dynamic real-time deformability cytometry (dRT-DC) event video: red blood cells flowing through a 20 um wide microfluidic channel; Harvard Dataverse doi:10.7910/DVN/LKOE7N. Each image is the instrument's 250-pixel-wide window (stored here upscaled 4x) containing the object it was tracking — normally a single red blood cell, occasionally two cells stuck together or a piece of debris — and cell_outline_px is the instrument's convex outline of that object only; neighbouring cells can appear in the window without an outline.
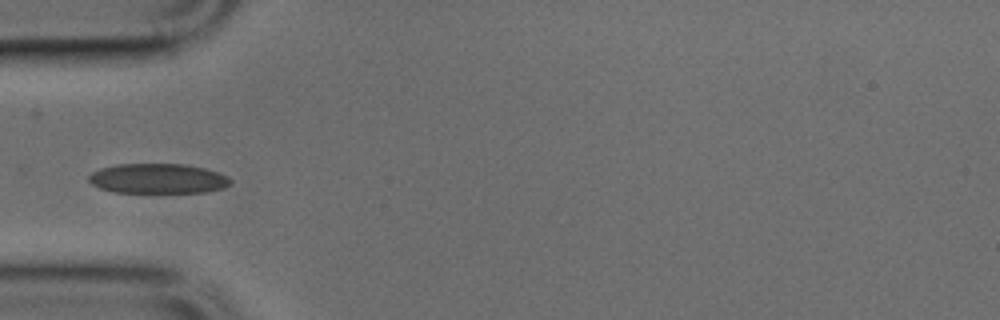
{"species": "common noctule bat (a hibernating species)", "species_latin": "Nyctalus noctula", "temperature_condition": "cold", "stored_images_in_passage": 34, "camera_frame_rate_fps": 3000, "um_per_image_px": 0.085, "animal": {"sex": "male", "body_mass_g": 17.9, "forearm_length_mm": 54.2}, "frame": {"image": 1, "passage_image": 1, "time_ms": 0.0, "image_size_px": [1000, 320], "cell_outline_px": [[232, 180], [224, 188], [208, 192], [112, 192], [100, 188], [92, 184], [88, 180], [88, 176], [92, 172], [100, 168], [116, 164], [184, 164], [204, 168], [228, 176]], "centroid_in_image_um": [13.4, 15.18], "position_along_channel_um": 71.6, "area_um2": 24.68}}
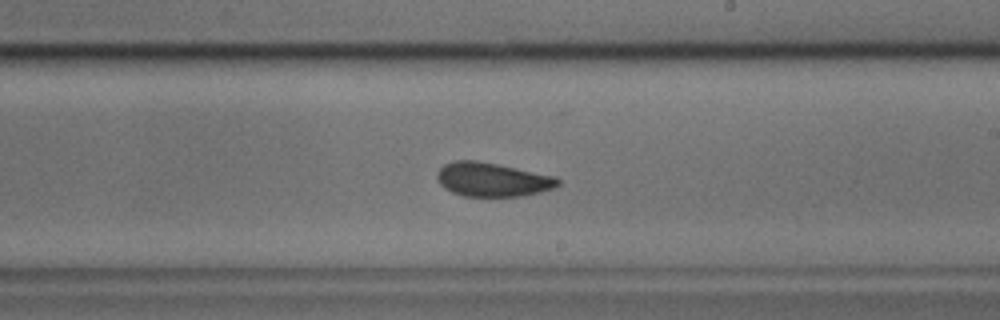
{"frame": {"image": 2, "passage_image": 14, "time_ms": 4.333, "image_size_px": [1000, 320], "cell_outline_px": [[560, 184], [556, 188], [540, 192], [520, 196], [464, 196], [452, 192], [444, 188], [440, 184], [436, 176], [440, 168], [444, 164], [456, 160], [476, 160], [556, 176], [560, 180]], "centroid_in_image_um": [41.86, 15.26], "position_along_channel_um": 247.1, "area_um2": 23.87}}
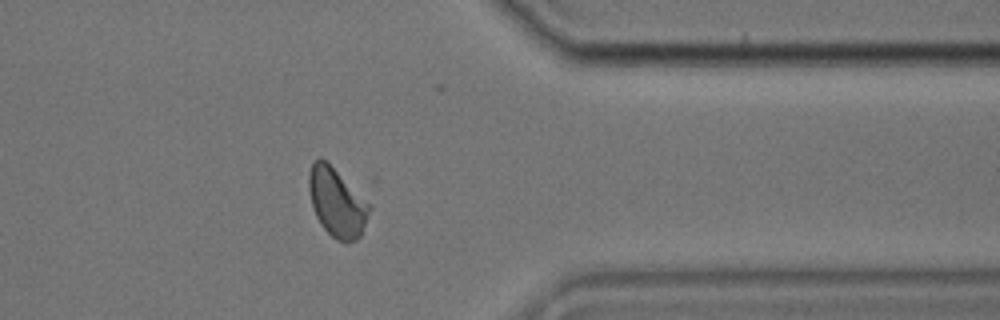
{"frame": {"image": 3, "passage_image": 25, "time_ms": 8.0, "image_size_px": [1000, 320], "cell_outline_px": [[372, 208], [360, 236], [356, 240], [336, 240], [320, 224], [312, 208], [308, 188], [308, 176], [312, 164], [316, 160], [328, 160]], "centroid_in_image_um": [28.61, 17.19], "position_along_channel_um": 382.8, "area_um2": 23.87}}